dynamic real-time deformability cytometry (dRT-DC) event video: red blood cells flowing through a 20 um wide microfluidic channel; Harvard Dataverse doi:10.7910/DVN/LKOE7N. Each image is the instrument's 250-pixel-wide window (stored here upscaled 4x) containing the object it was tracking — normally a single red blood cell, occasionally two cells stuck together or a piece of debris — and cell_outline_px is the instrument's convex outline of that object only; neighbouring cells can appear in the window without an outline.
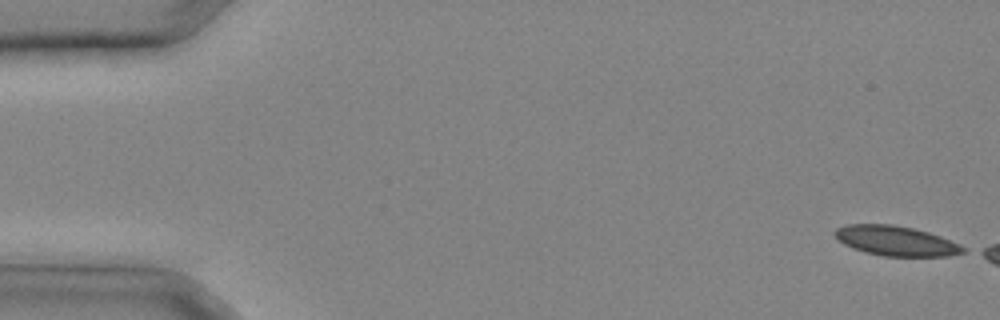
{"species": "common noctule bat (a hibernating species)", "species_latin": "Nyctalus noctula", "temperature_condition": "cold", "stored_images_in_passage": 33, "camera_frame_rate_fps": 3000, "um_per_image_px": 0.085, "animal": {"sex": "male", "body_mass_g": 20.4}, "frame": {"image": 1, "passage_image": 1, "time_ms": 0.0, "image_size_px": [1000, 320], "cell_outline_px": [[968, 252], [948, 256], [884, 256], [864, 252], [852, 248], [844, 244], [832, 232], [836, 228], [848, 224], [892, 224], [912, 228], [928, 232], [940, 236], [960, 244], [968, 248]], "centroid_in_image_um": [76.19, 20.48], "position_along_channel_um": 8.8, "area_um2": 22.43}}